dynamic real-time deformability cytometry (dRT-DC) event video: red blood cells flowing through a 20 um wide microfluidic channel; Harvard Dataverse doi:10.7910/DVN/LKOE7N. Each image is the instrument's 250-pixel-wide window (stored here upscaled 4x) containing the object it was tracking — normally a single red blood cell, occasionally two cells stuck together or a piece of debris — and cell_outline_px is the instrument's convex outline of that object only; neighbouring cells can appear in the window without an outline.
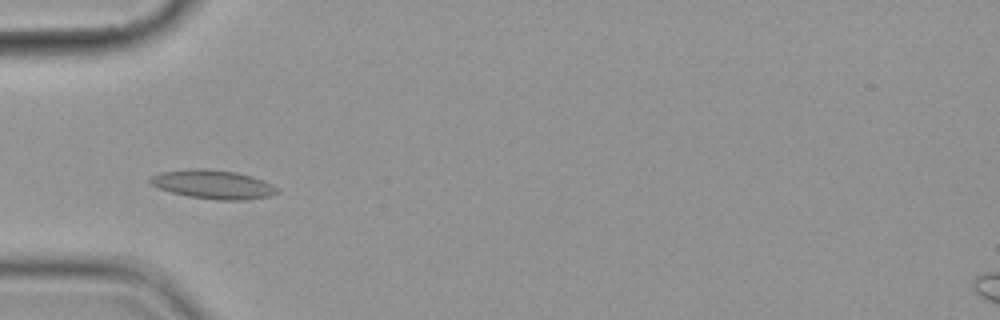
{"species": "common noctule bat (a hibernating species)", "species_latin": "Nyctalus noctula", "temperature_condition": "cold", "stored_images_in_passage": 9, "camera_frame_rate_fps": 3000, "um_per_image_px": 0.085, "animal": {"sex": "female", "body_mass_g": 19.9}, "frame": {"image": 1, "passage_image": 4, "time_ms": 3.667, "image_size_px": [1000, 320], "cell_outline_px": [[280, 192], [272, 196], [244, 200], [216, 200], [188, 196], [156, 188], [148, 184], [148, 176], [160, 172], [192, 168], [208, 168], [236, 172], [252, 176], [264, 180], [272, 184]], "centroid_in_image_um": [18.07, 15.67], "position_along_channel_um": 66.9, "area_um2": 21.79}}
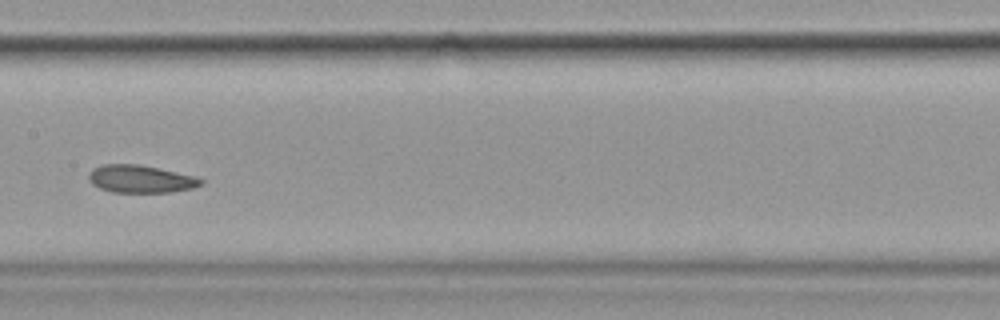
{"frame": {"image": 2, "passage_image": 7, "time_ms": 7.333, "image_size_px": [1000, 320], "cell_outline_px": [[204, 184], [192, 188], [168, 192], [112, 192], [100, 188], [92, 184], [88, 180], [88, 172], [92, 168], [104, 164], [136, 164], [196, 176], [204, 180]], "centroid_in_image_um": [11.92, 15.21], "position_along_channel_um": 195.5, "area_um2": 18.03}}
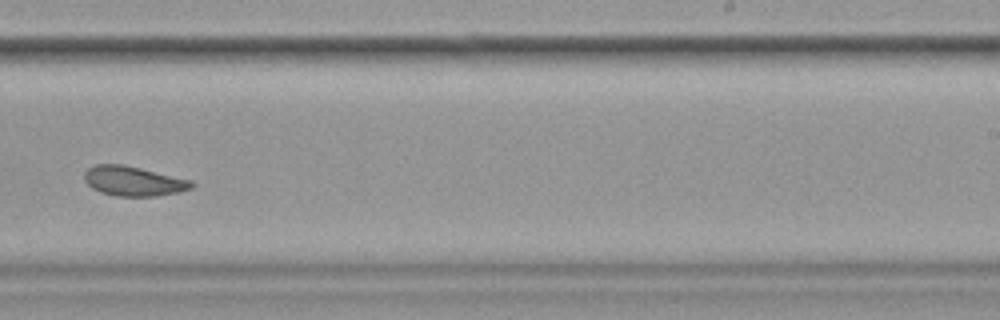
{"frame": {"image": 3, "passage_image": 9, "time_ms": 9.667, "image_size_px": [1000, 320], "cell_outline_px": [[196, 184], [192, 188], [180, 192], [156, 196], [116, 196], [100, 192], [92, 188], [84, 180], [84, 172], [88, 168], [96, 164], [124, 164], [192, 180]], "centroid_in_image_um": [11.36, 15.39], "position_along_channel_um": 277.6, "area_um2": 18.73}}